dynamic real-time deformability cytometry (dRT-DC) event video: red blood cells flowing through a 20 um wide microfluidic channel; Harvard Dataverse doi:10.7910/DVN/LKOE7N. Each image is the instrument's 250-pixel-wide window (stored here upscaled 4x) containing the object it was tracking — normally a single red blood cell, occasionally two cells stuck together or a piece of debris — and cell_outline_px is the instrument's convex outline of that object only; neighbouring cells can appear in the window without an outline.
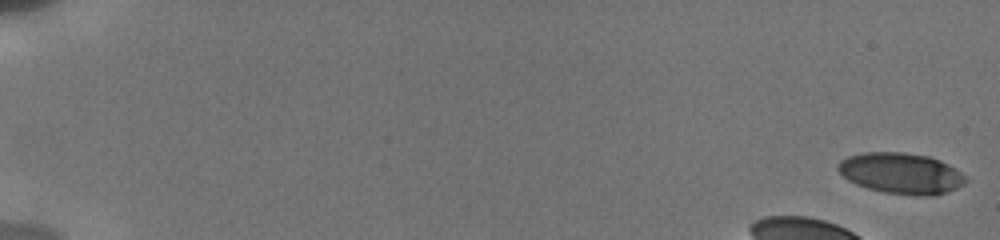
{"species": "human", "species_latin": "Homo sapiens", "temperature_condition": "cold", "stored_images_in_passage": 19, "camera_frame_rate_fps": 3000, "um_per_image_px": 0.085, "donor": {"sex": "male"}, "frame": {"image": 1, "passage_image": 1, "time_ms": 0.0, "image_size_px": [1000, 240], "cell_outline_px": [[968, 180], [964, 184], [956, 188], [932, 196], [916, 196], [884, 192], [868, 188], [856, 184], [848, 180], [836, 168], [836, 164], [840, 160], [848, 156], [864, 152], [900, 152], [928, 156], [940, 160], [956, 168]], "centroid_in_image_um": [76.58, 14.73], "position_along_channel_um": 8.4, "area_um2": 30.46}}